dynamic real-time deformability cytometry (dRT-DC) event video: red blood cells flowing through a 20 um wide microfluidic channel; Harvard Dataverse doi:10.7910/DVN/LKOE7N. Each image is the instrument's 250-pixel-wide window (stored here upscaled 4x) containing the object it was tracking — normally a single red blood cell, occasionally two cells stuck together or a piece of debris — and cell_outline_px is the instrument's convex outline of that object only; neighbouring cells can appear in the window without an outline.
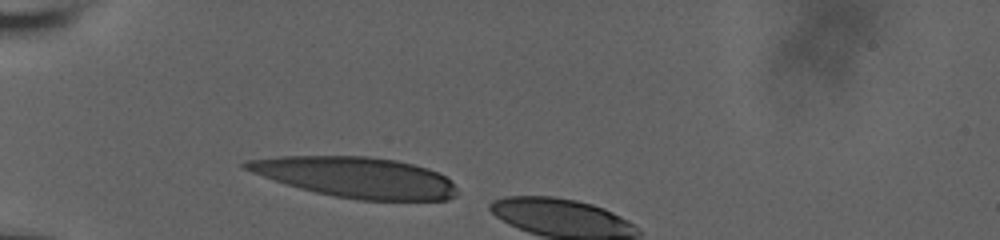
{"species": "human", "species_latin": "Homo sapiens", "temperature_condition": "room temperature", "stored_images_in_passage": 5, "camera_frame_rate_fps": 3000, "um_per_image_px": 0.085, "donor": {"sex": "male"}, "frame": {"image": 1, "passage_image": 1, "time_ms": 0.0, "image_size_px": [1000, 240], "cell_outline_px": [[456, 196], [448, 200], [360, 200], [332, 196], [300, 188], [252, 172], [244, 168], [240, 164], [248, 160], [280, 156], [368, 156], [396, 160], [428, 168], [440, 172], [452, 180], [456, 188]], "centroid_in_image_um": [30.32, 15.07], "position_along_channel_um": 54.7, "area_um2": 49.82}}